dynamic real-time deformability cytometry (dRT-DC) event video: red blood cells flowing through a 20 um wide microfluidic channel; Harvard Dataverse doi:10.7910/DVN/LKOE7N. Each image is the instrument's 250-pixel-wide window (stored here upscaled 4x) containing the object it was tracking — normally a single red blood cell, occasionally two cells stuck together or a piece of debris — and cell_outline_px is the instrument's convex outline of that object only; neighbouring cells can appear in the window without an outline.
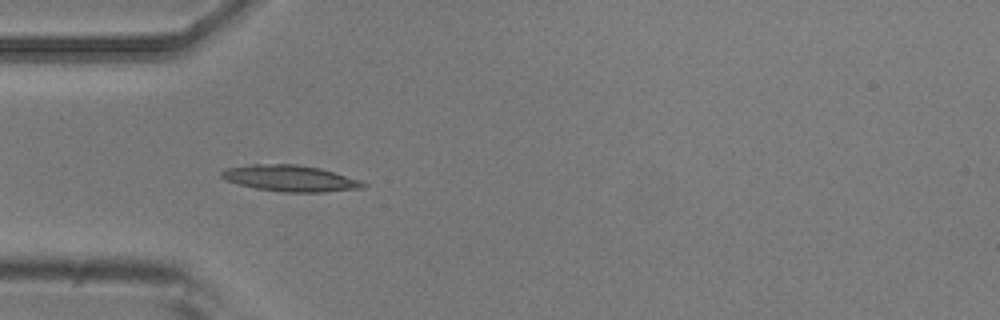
{"species": "common noctule bat (a hibernating species)", "species_latin": "Nyctalus noctula", "temperature_condition": "room temperature", "stored_images_in_passage": 6, "camera_frame_rate_fps": 3000, "um_per_image_px": 0.085, "animal": {"sex": "male", "body_mass_g": 20.5, "forearm_length_mm": 52.5}, "frame": {"image": 1, "passage_image": 5, "time_ms": 1.333, "image_size_px": [1000, 320], "cell_outline_px": [[368, 184], [364, 188], [324, 192], [284, 192], [256, 188], [240, 184], [228, 180], [220, 176], [220, 172], [228, 168], [252, 164], [296, 164], [320, 168], [360, 180]], "centroid_in_image_um": [24.71, 15.16], "position_along_channel_um": 60.3, "area_um2": 21.44}}
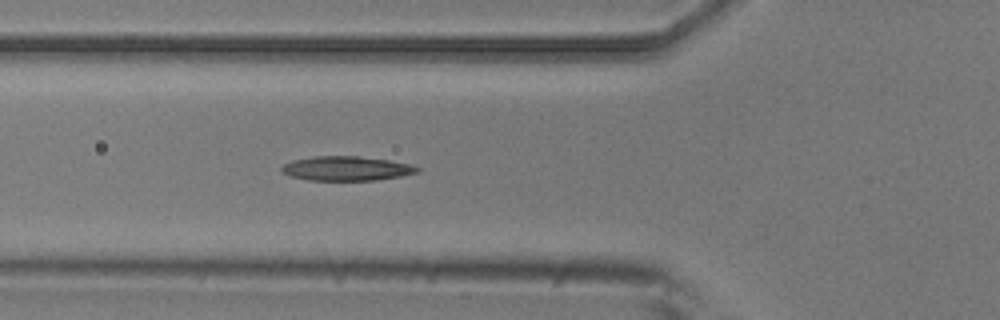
{"frame": {"image": 2, "passage_image": 6, "time_ms": 1.667, "image_size_px": [1000, 320], "cell_outline_px": [[420, 172], [400, 176], [376, 180], [308, 180], [292, 176], [284, 172], [280, 168], [284, 164], [292, 160], [312, 156], [356, 156], [388, 160], [408, 164], [420, 168]], "centroid_in_image_um": [29.44, 14.32], "position_along_channel_um": 96.4, "area_um2": 19.07}}